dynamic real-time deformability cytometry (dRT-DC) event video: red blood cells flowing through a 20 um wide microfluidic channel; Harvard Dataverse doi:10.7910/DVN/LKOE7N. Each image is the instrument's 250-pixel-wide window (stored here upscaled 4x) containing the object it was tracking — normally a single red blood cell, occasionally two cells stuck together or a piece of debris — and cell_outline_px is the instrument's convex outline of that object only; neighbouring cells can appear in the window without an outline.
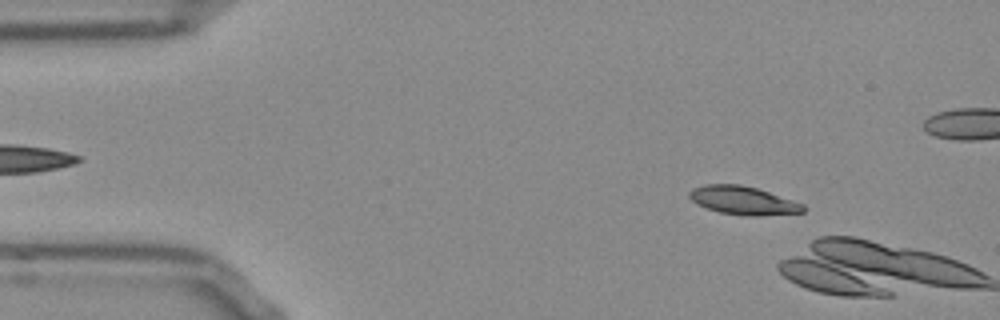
{"species": "Egyptian fruit bat (a non-hibernating species)", "species_latin": "Rousettus aegyptiacus", "temperature_condition": "room temperature", "stored_images_in_passage": 7, "camera_frame_rate_fps": 3000, "um_per_image_px": 0.085, "frame": {"image": 1, "passage_image": 6, "time_ms": 1.667, "image_size_px": [1000, 320], "cell_outline_px": [[808, 208], [804, 212], [760, 216], [748, 216], [720, 212], [696, 204], [688, 196], [688, 192], [692, 188], [704, 184], [740, 184], [756, 188], [804, 204]], "centroid_in_image_um": [63.16, 17.04], "position_along_channel_um": 21.8, "area_um2": 18.84}}